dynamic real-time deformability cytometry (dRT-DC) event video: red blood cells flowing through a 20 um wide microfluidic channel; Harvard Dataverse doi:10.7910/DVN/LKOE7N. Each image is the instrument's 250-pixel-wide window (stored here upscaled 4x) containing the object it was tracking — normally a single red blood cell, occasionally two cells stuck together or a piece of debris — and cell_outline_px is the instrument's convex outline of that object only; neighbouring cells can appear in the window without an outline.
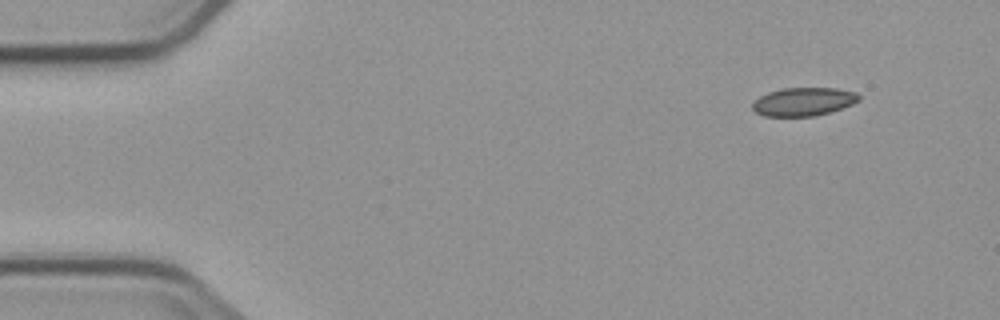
{"species": "common noctule bat (a hibernating species)", "species_latin": "Nyctalus noctula", "temperature_condition": "cold", "stored_images_in_passage": 5, "segment_of_instrument_passage": [1, 2], "camera_frame_rate_fps": 3000, "um_per_image_px": 0.085, "animal": {"sex": "male", "body_mass_g": 23.1, "forearm_length_mm": 52.7}, "frame": {"image": 1, "passage_image": 1, "time_ms": 0.0, "image_size_px": [1000, 320], "cell_outline_px": [[860, 100], [852, 104], [828, 112], [812, 116], [764, 116], [756, 112], [752, 108], [752, 104], [760, 96], [768, 92], [784, 88], [836, 88], [856, 92], [860, 96]], "centroid_in_image_um": [68.29, 8.63], "position_along_channel_um": 16.7, "area_um2": 17.4}}